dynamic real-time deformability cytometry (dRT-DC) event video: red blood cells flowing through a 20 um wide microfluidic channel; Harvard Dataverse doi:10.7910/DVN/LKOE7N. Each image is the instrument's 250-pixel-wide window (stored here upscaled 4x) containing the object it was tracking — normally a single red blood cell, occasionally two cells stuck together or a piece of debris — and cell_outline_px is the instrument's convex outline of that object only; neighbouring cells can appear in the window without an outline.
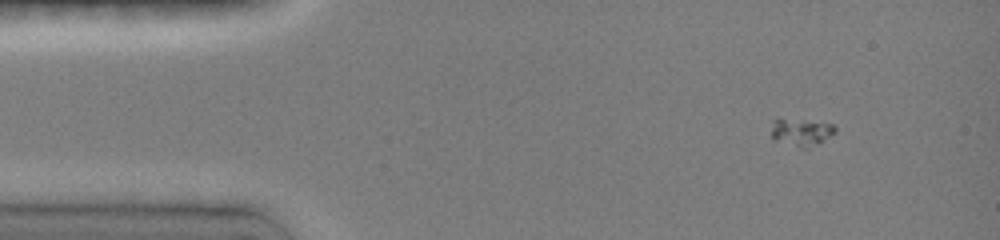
{"species": "common noctule bat (a hibernating species)", "species_latin": "Nyctalus noctula", "temperature_condition": "room temperature", "stored_images_in_passage": 5, "camera_frame_rate_fps": 3000, "um_per_image_px": 0.085, "animal": {"sex": "female", "body_mass_g": 19.0, "forearm_length_mm": 51.5}, "frame": {"image": 1, "passage_image": 2, "time_ms": 1.0, "image_size_px": [1000, 240], "cell_outline_px": [[836, 132], [824, 140], [816, 144], [804, 148], [800, 148], [772, 140], [772, 120], [776, 116], [832, 124], [836, 128]], "centroid_in_image_um": [68.03, 11.2], "position_along_channel_um": 17.0, "area_um2": 10.46}}